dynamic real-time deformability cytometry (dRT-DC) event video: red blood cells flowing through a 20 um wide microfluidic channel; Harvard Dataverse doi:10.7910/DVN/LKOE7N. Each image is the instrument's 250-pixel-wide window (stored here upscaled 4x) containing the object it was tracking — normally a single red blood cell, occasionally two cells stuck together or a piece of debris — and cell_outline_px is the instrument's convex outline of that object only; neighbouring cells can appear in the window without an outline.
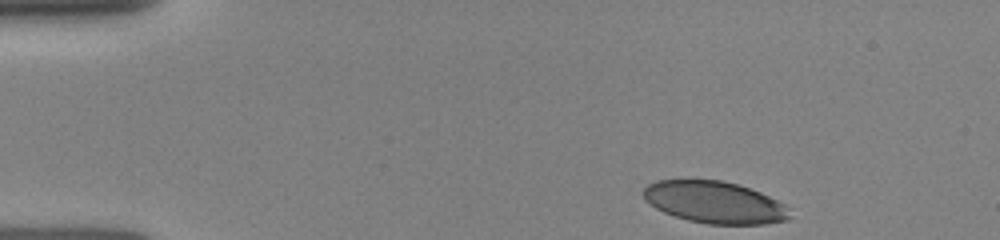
{"species": "human", "species_latin": "Homo sapiens", "temperature_condition": "room temperature", "stored_images_in_passage": 8, "camera_frame_rate_fps": 3000, "um_per_image_px": 0.085, "donor": {"sex": "female"}, "frame": {"image": 1, "passage_image": 1, "time_ms": 0.0, "image_size_px": [1000, 240], "cell_outline_px": [[792, 216], [788, 220], [764, 224], [708, 224], [688, 220], [664, 212], [656, 208], [644, 200], [644, 188], [648, 184], [656, 180], [720, 180], [736, 184], [760, 192], [784, 204]], "centroid_in_image_um": [60.74, 17.2], "position_along_channel_um": 24.3, "area_um2": 35.55}}
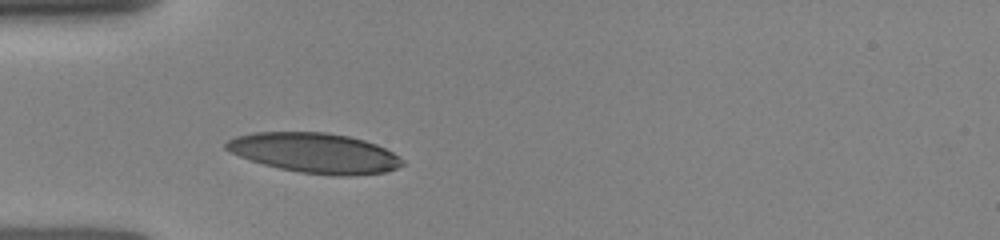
{"frame": {"image": 2, "passage_image": 6, "time_ms": 2.667, "image_size_px": [1000, 240], "cell_outline_px": [[404, 164], [396, 168], [384, 172], [348, 176], [332, 176], [300, 172], [280, 168], [264, 164], [240, 156], [224, 148], [224, 144], [228, 140], [236, 136], [252, 132], [328, 132], [348, 136], [364, 140], [376, 144], [400, 156], [404, 160]], "centroid_in_image_um": [26.77, 13.0], "position_along_channel_um": 58.2, "area_um2": 40.98}}
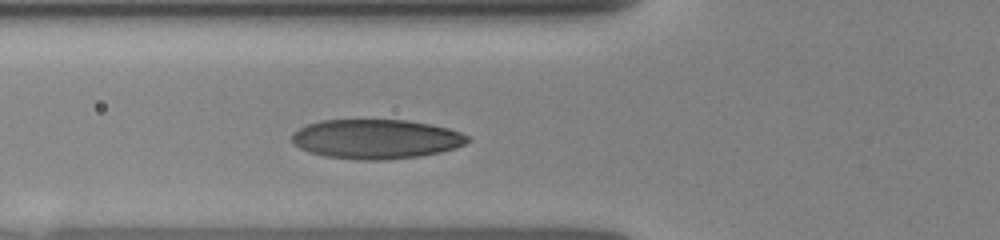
{"frame": {"image": 3, "passage_image": 8, "time_ms": 3.667, "image_size_px": [1000, 240], "cell_outline_px": [[472, 140], [456, 148], [440, 152], [420, 156], [384, 160], [360, 160], [324, 156], [300, 148], [292, 144], [292, 132], [308, 124], [320, 120], [408, 120], [448, 128], [460, 132], [468, 136]], "centroid_in_image_um": [31.97, 11.82], "position_along_channel_um": 93.8, "area_um2": 40.46}}